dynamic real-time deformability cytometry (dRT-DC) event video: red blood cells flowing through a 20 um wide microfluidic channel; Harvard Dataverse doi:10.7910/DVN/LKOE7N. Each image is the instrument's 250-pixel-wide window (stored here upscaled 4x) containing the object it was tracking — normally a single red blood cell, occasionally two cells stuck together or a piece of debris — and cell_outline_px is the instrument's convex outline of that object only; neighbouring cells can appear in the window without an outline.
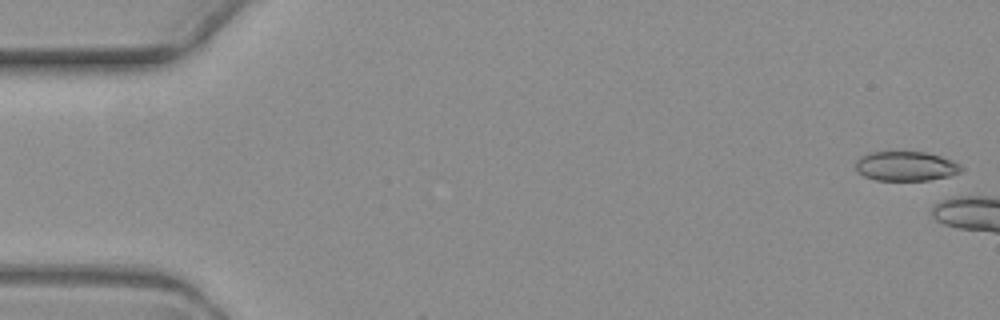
{"species": "common noctule bat (a hibernating species)", "species_latin": "Nyctalus noctula", "temperature_condition": "warm", "stored_images_in_passage": 2, "camera_frame_rate_fps": 3000, "um_per_image_px": 0.085, "animal": {"sex": "female", "body_mass_g": 19.3, "forearm_length_mm": 54.1}, "frame": {"image": 1, "passage_image": 1, "time_ms": 0.0, "image_size_px": [1000, 320], "cell_outline_px": [[964, 168], [960, 172], [948, 176], [928, 180], [876, 180], [864, 176], [856, 172], [856, 160], [860, 156], [872, 152], [924, 152], [940, 156], [952, 160], [960, 164]], "centroid_in_image_um": [76.98, 14.12], "position_along_channel_um": 8.0, "area_um2": 18.15}}